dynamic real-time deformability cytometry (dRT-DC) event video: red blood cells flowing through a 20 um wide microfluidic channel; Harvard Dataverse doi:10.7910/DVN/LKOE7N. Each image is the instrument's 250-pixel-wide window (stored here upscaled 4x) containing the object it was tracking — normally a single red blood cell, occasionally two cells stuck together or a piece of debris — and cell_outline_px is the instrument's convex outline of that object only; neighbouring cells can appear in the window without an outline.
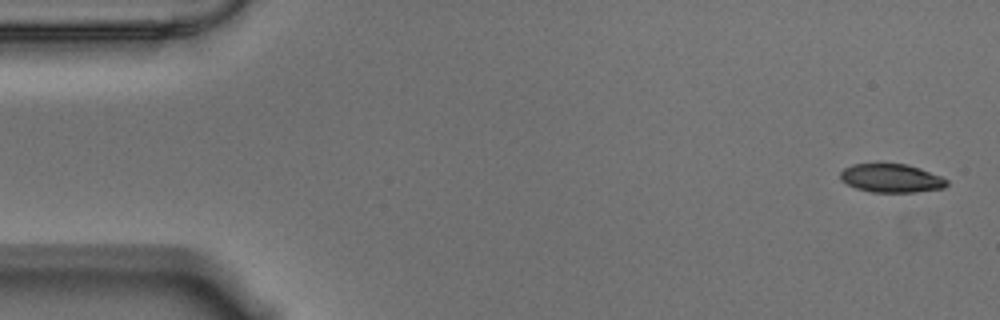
{"species": "Egyptian fruit bat (a non-hibernating species)", "species_latin": "Rousettus aegyptiacus", "temperature_condition": "warm", "stored_images_in_passage": 56, "camera_frame_rate_fps": 3000, "um_per_image_px": 0.085, "animal": {"sex": "male"}, "frame": {"image": 1, "passage_image": 1, "time_ms": 0.0, "image_size_px": [1000, 320], "cell_outline_px": [[948, 184], [944, 188], [916, 192], [872, 192], [856, 188], [840, 180], [840, 172], [844, 168], [852, 164], [876, 160], [908, 164], [920, 168], [940, 176], [948, 180]], "centroid_in_image_um": [75.71, 15.09], "position_along_channel_um": 9.3, "area_um2": 18.5}}
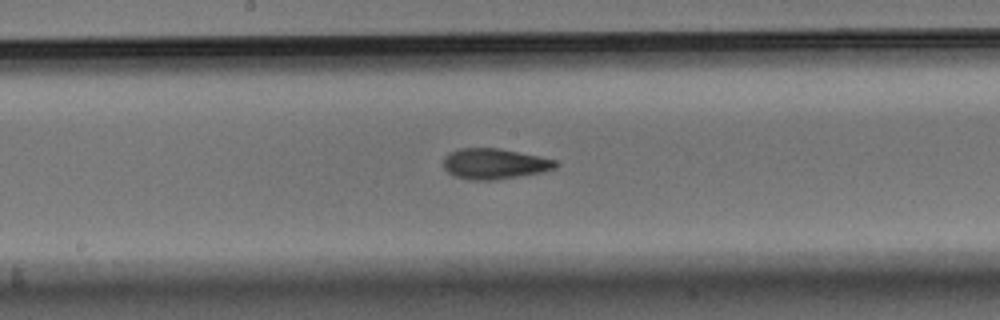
{"frame": {"image": 2, "passage_image": 28, "time_ms": 9.0, "image_size_px": [1000, 320], "cell_outline_px": [[560, 164], [556, 168], [544, 172], [496, 180], [472, 180], [452, 176], [444, 168], [444, 160], [448, 152], [460, 148], [496, 148], [540, 156], [556, 160]], "centroid_in_image_um": [42.05, 13.93], "position_along_channel_um": 206.2, "area_um2": 20.17}}
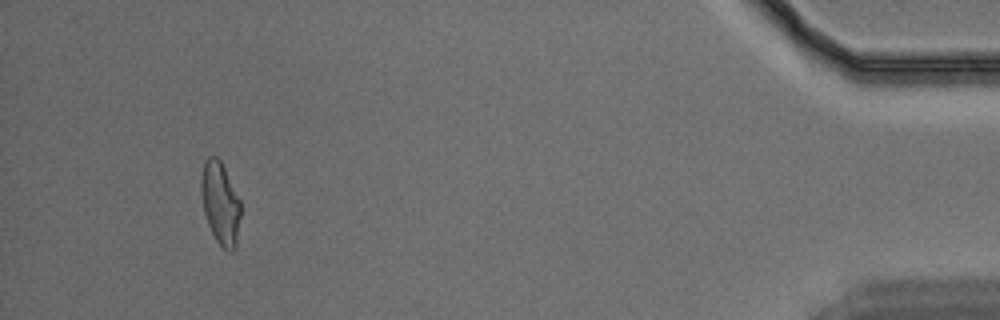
{"frame": {"image": 3, "passage_image": 52, "time_ms": 17.0, "image_size_px": [1000, 320], "cell_outline_px": [[240, 216], [236, 244], [232, 252], [228, 252], [216, 240], [208, 224], [204, 212], [200, 192], [200, 180], [204, 160], [208, 156], [216, 156], [220, 160], [240, 200]], "centroid_in_image_um": [18.7, 17.25], "position_along_channel_um": 416.5, "area_um2": 18.9}, "authors_computed_cell_mechanics": {"area_um2": 19.3052, "velocity_mm_per_s": 3.5381, "shape_relaxation_time_tau1_ms": 5.7336, "shape_relaxation_time_tau2_ms": 2.0335, "deformation_change_tau1": 0.195, "deformation_change_tau2": 0.0906}}